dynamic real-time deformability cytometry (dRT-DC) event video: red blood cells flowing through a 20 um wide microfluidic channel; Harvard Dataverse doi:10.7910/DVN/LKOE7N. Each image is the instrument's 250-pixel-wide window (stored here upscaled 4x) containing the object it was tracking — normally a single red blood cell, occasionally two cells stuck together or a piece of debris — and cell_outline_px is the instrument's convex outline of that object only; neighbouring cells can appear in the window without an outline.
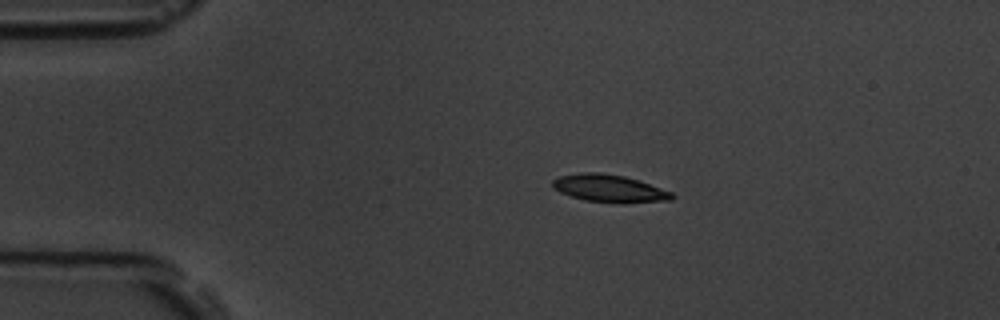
{"species": "common noctule bat (a hibernating species)", "species_latin": "Nyctalus noctula", "temperature_condition": "room temperature", "stored_images_in_passage": 9, "camera_frame_rate_fps": 3000, "um_per_image_px": 0.085, "animal": {"sex": "male", "body_mass_g": 19.5, "forearm_length_mm": 54.6}, "frame": {"image": 1, "passage_image": 1, "time_ms": 0.0, "image_size_px": [1000, 320], "cell_outline_px": [[676, 196], [672, 200], [624, 204], [620, 204], [584, 200], [560, 192], [552, 188], [552, 180], [560, 176], [580, 172], [600, 172], [624, 176], [672, 192]], "centroid_in_image_um": [51.79, 16.03], "position_along_channel_um": 33.2, "area_um2": 19.31}}
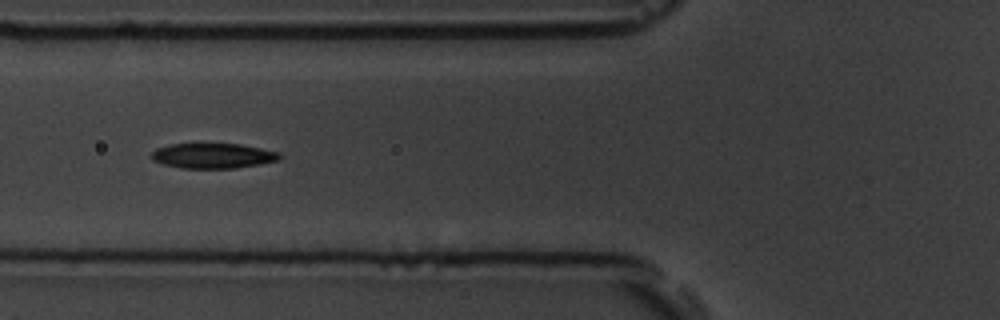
{"frame": {"image": 2, "passage_image": 4, "time_ms": 3.333, "image_size_px": [1000, 320], "cell_outline_px": [[284, 156], [276, 160], [260, 164], [236, 168], [180, 168], [164, 164], [152, 160], [152, 152], [156, 148], [172, 144], [240, 144], [280, 152]], "centroid_in_image_um": [18.12, 13.24], "position_along_channel_um": 107.7, "area_um2": 18.67}}
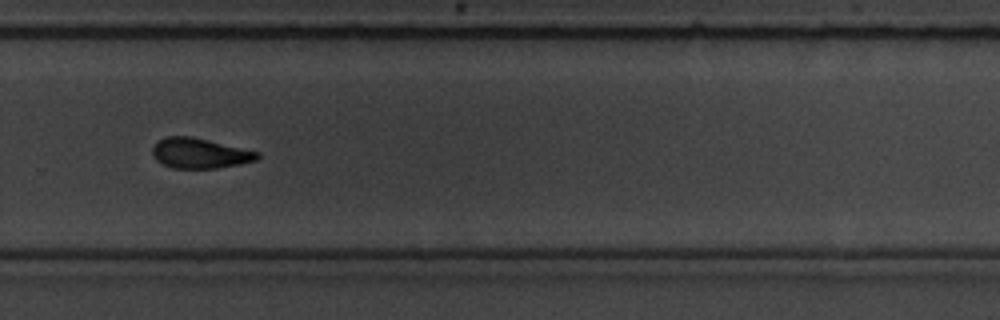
{"frame": {"image": 3, "passage_image": 9, "time_ms": 9.0, "image_size_px": [1000, 320], "cell_outline_px": [[260, 156], [256, 160], [240, 164], [216, 168], [172, 168], [156, 160], [152, 152], [152, 148], [160, 140], [168, 136], [192, 136], [260, 152]], "centroid_in_image_um": [17.0, 13.02], "position_along_channel_um": 312.8, "area_um2": 18.32}}